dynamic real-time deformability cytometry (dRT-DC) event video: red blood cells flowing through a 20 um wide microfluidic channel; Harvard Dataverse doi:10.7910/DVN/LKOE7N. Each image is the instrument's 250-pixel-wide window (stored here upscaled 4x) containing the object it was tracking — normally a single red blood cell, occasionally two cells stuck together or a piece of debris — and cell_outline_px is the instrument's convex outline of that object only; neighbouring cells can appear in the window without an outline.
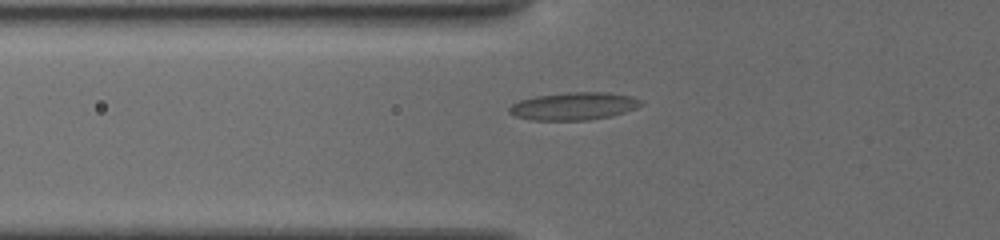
{"species": "common noctule bat (a hibernating species)", "species_latin": "Nyctalus noctula", "temperature_condition": "cold", "stored_images_in_passage": 5, "camera_frame_rate_fps": 3000, "um_per_image_px": 0.085, "animal": {"sex": "female", "body_mass_g": 19.5, "forearm_length_mm": 54.1}, "frame": {"image": 1, "passage_image": 5, "time_ms": 3.333, "image_size_px": [1000, 240], "cell_outline_px": [[644, 104], [636, 108], [612, 116], [588, 120], [532, 120], [516, 116], [508, 112], [508, 108], [512, 104], [520, 100], [536, 96], [568, 92], [608, 92], [628, 96], [640, 100]], "centroid_in_image_um": [48.76, 9.02], "position_along_channel_um": 77.0, "area_um2": 21.15}}